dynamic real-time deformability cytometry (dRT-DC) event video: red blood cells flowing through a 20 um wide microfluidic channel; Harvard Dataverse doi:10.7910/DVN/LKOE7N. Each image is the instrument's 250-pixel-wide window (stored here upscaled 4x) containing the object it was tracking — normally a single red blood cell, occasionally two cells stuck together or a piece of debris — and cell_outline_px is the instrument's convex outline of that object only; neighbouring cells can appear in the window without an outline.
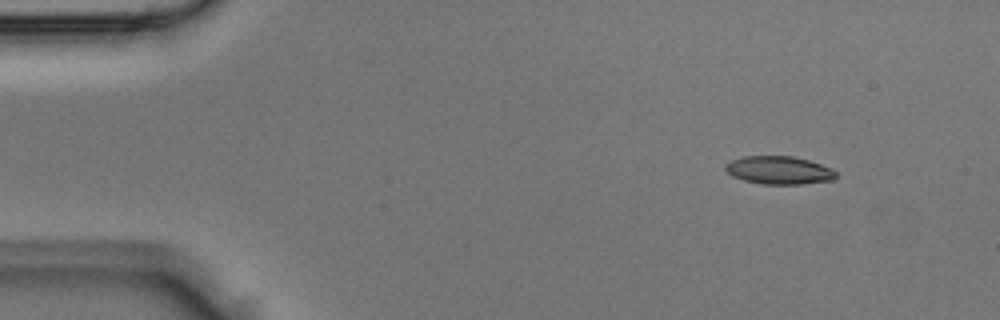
{"species": "Egyptian fruit bat (a non-hibernating species)", "species_latin": "Rousettus aegyptiacus", "temperature_condition": "room temperature", "stored_images_in_passage": 3, "camera_frame_rate_fps": 3000, "um_per_image_px": 0.085, "animal": {"sex": "male"}, "frame": {"image": 1, "passage_image": 2, "time_ms": 0.333, "image_size_px": [1000, 320], "cell_outline_px": [[836, 176], [832, 180], [800, 184], [764, 184], [744, 180], [732, 176], [724, 168], [724, 164], [732, 160], [744, 156], [792, 156], [808, 160], [832, 168], [836, 172]], "centroid_in_image_um": [66.2, 14.46], "position_along_channel_um": 18.8, "area_um2": 17.98}}